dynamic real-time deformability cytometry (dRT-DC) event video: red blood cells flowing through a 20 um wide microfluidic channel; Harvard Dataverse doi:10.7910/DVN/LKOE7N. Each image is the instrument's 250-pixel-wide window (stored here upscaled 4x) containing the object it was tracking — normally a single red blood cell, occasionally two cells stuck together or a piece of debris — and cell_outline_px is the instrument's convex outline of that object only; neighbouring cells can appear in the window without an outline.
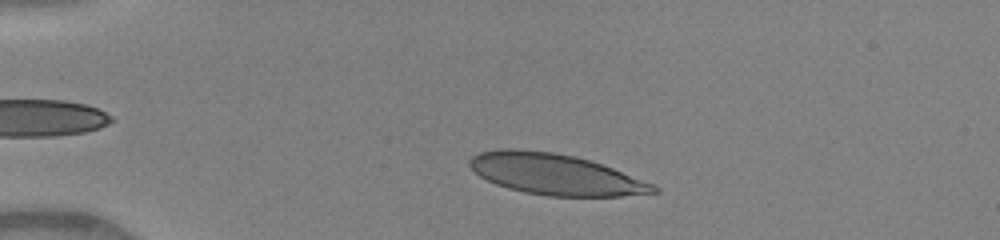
{"species": "human", "species_latin": "Homo sapiens", "temperature_condition": "warm", "stored_images_in_passage": 36, "camera_frame_rate_fps": 3000, "um_per_image_px": 0.085, "donor": {"sex": "female"}, "frame": {"image": 1, "passage_image": 5, "time_ms": 1.333, "image_size_px": [1000, 240], "cell_outline_px": [[660, 192], [620, 196], [548, 196], [524, 192], [508, 188], [496, 184], [480, 176], [468, 164], [468, 160], [472, 156], [480, 152], [500, 148], [516, 148], [552, 152], [576, 156], [612, 168], [652, 184], [660, 188]], "centroid_in_image_um": [47.16, 14.81], "position_along_channel_um": 37.8, "area_um2": 43.58}}
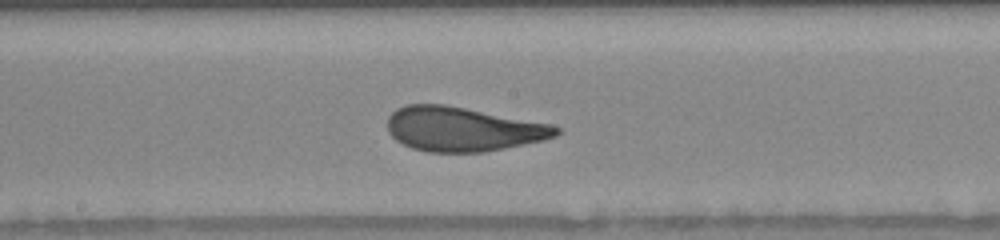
{"frame": {"image": 2, "passage_image": 21, "time_ms": 6.667, "image_size_px": [1000, 240], "cell_outline_px": [[560, 132], [556, 136], [544, 140], [484, 152], [428, 152], [412, 148], [396, 140], [388, 132], [388, 116], [396, 108], [408, 104], [444, 104], [548, 124], [560, 128]], "centroid_in_image_um": [39.29, 10.98], "position_along_channel_um": 208.9, "area_um2": 43.18}}
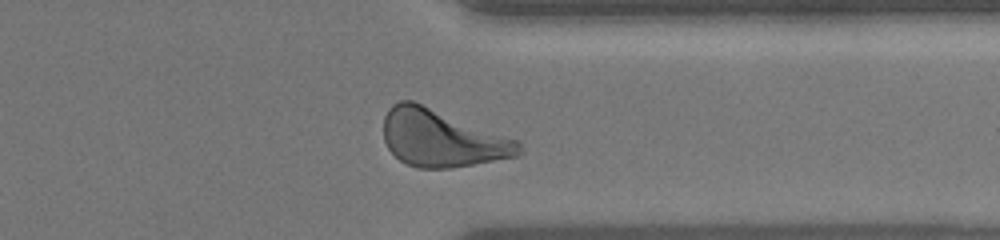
{"frame": {"image": 3, "passage_image": 33, "time_ms": 10.667, "image_size_px": [1000, 240], "cell_outline_px": [[524, 152], [520, 156], [452, 168], [416, 168], [400, 160], [388, 148], [384, 140], [384, 116], [388, 108], [392, 104], [400, 100], [412, 100], [520, 140]], "centroid_in_image_um": [37.6, 11.75], "position_along_channel_um": 373.8, "area_um2": 45.49}, "authors_computed_cell_mechanics": {"area_um2": 43.8413, "velocity_mm_per_s": 4.1308, "shape_relaxation_time_tau1_ms": 4.2012, "shape_relaxation_time_tau2_ms": null, "deformation_change_tau1": 0.2094, "deformation_change_tau2": null}}